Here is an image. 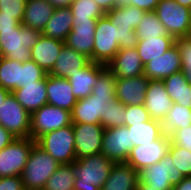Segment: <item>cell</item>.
<instances>
[{
  "label": "cell",
  "instance_id": "1",
  "mask_svg": "<svg viewBox=\"0 0 191 190\" xmlns=\"http://www.w3.org/2000/svg\"><path fill=\"white\" fill-rule=\"evenodd\" d=\"M115 164L103 153L76 159L73 162L74 190H96L102 188Z\"/></svg>",
  "mask_w": 191,
  "mask_h": 190
},
{
  "label": "cell",
  "instance_id": "2",
  "mask_svg": "<svg viewBox=\"0 0 191 190\" xmlns=\"http://www.w3.org/2000/svg\"><path fill=\"white\" fill-rule=\"evenodd\" d=\"M59 165L53 157L35 144L21 175L24 190H43Z\"/></svg>",
  "mask_w": 191,
  "mask_h": 190
},
{
  "label": "cell",
  "instance_id": "3",
  "mask_svg": "<svg viewBox=\"0 0 191 190\" xmlns=\"http://www.w3.org/2000/svg\"><path fill=\"white\" fill-rule=\"evenodd\" d=\"M41 31L20 24L15 30L0 31L2 57L20 63L30 59L31 49L36 45Z\"/></svg>",
  "mask_w": 191,
  "mask_h": 190
},
{
  "label": "cell",
  "instance_id": "4",
  "mask_svg": "<svg viewBox=\"0 0 191 190\" xmlns=\"http://www.w3.org/2000/svg\"><path fill=\"white\" fill-rule=\"evenodd\" d=\"M36 144L59 164H71L76 160L72 124L42 135Z\"/></svg>",
  "mask_w": 191,
  "mask_h": 190
},
{
  "label": "cell",
  "instance_id": "5",
  "mask_svg": "<svg viewBox=\"0 0 191 190\" xmlns=\"http://www.w3.org/2000/svg\"><path fill=\"white\" fill-rule=\"evenodd\" d=\"M94 39L92 62L107 66L120 50L119 29L105 15L97 20Z\"/></svg>",
  "mask_w": 191,
  "mask_h": 190
},
{
  "label": "cell",
  "instance_id": "6",
  "mask_svg": "<svg viewBox=\"0 0 191 190\" xmlns=\"http://www.w3.org/2000/svg\"><path fill=\"white\" fill-rule=\"evenodd\" d=\"M155 12L158 19L175 39L188 37L191 25V9L175 0H160Z\"/></svg>",
  "mask_w": 191,
  "mask_h": 190
},
{
  "label": "cell",
  "instance_id": "7",
  "mask_svg": "<svg viewBox=\"0 0 191 190\" xmlns=\"http://www.w3.org/2000/svg\"><path fill=\"white\" fill-rule=\"evenodd\" d=\"M71 124V112L50 104L43 105L31 114L30 138L37 141L42 135Z\"/></svg>",
  "mask_w": 191,
  "mask_h": 190
},
{
  "label": "cell",
  "instance_id": "8",
  "mask_svg": "<svg viewBox=\"0 0 191 190\" xmlns=\"http://www.w3.org/2000/svg\"><path fill=\"white\" fill-rule=\"evenodd\" d=\"M36 141L29 138H16L0 150V178L21 176L29 154Z\"/></svg>",
  "mask_w": 191,
  "mask_h": 190
},
{
  "label": "cell",
  "instance_id": "9",
  "mask_svg": "<svg viewBox=\"0 0 191 190\" xmlns=\"http://www.w3.org/2000/svg\"><path fill=\"white\" fill-rule=\"evenodd\" d=\"M183 179L184 176L174 166L169 153L159 162L139 172V180L155 190H172Z\"/></svg>",
  "mask_w": 191,
  "mask_h": 190
},
{
  "label": "cell",
  "instance_id": "10",
  "mask_svg": "<svg viewBox=\"0 0 191 190\" xmlns=\"http://www.w3.org/2000/svg\"><path fill=\"white\" fill-rule=\"evenodd\" d=\"M31 115L17 102L10 93L0 107V125L15 138L30 137Z\"/></svg>",
  "mask_w": 191,
  "mask_h": 190
},
{
  "label": "cell",
  "instance_id": "11",
  "mask_svg": "<svg viewBox=\"0 0 191 190\" xmlns=\"http://www.w3.org/2000/svg\"><path fill=\"white\" fill-rule=\"evenodd\" d=\"M170 144L169 135L164 133L152 143L135 146L131 150L126 163L131 165L136 171L141 172L146 167L162 160L168 154Z\"/></svg>",
  "mask_w": 191,
  "mask_h": 190
},
{
  "label": "cell",
  "instance_id": "12",
  "mask_svg": "<svg viewBox=\"0 0 191 190\" xmlns=\"http://www.w3.org/2000/svg\"><path fill=\"white\" fill-rule=\"evenodd\" d=\"M134 144L131 141L127 126L107 128L102 137L103 153L108 159L118 162H126Z\"/></svg>",
  "mask_w": 191,
  "mask_h": 190
},
{
  "label": "cell",
  "instance_id": "13",
  "mask_svg": "<svg viewBox=\"0 0 191 190\" xmlns=\"http://www.w3.org/2000/svg\"><path fill=\"white\" fill-rule=\"evenodd\" d=\"M76 159L101 153L105 128L101 124L73 123Z\"/></svg>",
  "mask_w": 191,
  "mask_h": 190
},
{
  "label": "cell",
  "instance_id": "14",
  "mask_svg": "<svg viewBox=\"0 0 191 190\" xmlns=\"http://www.w3.org/2000/svg\"><path fill=\"white\" fill-rule=\"evenodd\" d=\"M115 99L94 97L92 94L78 99L71 112L72 123L101 124V120L105 117L107 103Z\"/></svg>",
  "mask_w": 191,
  "mask_h": 190
},
{
  "label": "cell",
  "instance_id": "15",
  "mask_svg": "<svg viewBox=\"0 0 191 190\" xmlns=\"http://www.w3.org/2000/svg\"><path fill=\"white\" fill-rule=\"evenodd\" d=\"M106 67L116 79L144 75V65L136 48L120 49Z\"/></svg>",
  "mask_w": 191,
  "mask_h": 190
},
{
  "label": "cell",
  "instance_id": "16",
  "mask_svg": "<svg viewBox=\"0 0 191 190\" xmlns=\"http://www.w3.org/2000/svg\"><path fill=\"white\" fill-rule=\"evenodd\" d=\"M181 57L176 43L162 56L144 65V76L149 80L162 81L166 77L181 71Z\"/></svg>",
  "mask_w": 191,
  "mask_h": 190
},
{
  "label": "cell",
  "instance_id": "17",
  "mask_svg": "<svg viewBox=\"0 0 191 190\" xmlns=\"http://www.w3.org/2000/svg\"><path fill=\"white\" fill-rule=\"evenodd\" d=\"M97 21H73L65 45L88 57L92 61L94 36Z\"/></svg>",
  "mask_w": 191,
  "mask_h": 190
},
{
  "label": "cell",
  "instance_id": "18",
  "mask_svg": "<svg viewBox=\"0 0 191 190\" xmlns=\"http://www.w3.org/2000/svg\"><path fill=\"white\" fill-rule=\"evenodd\" d=\"M145 97L144 105L150 118L162 122L173 104L163 81L149 80Z\"/></svg>",
  "mask_w": 191,
  "mask_h": 190
},
{
  "label": "cell",
  "instance_id": "19",
  "mask_svg": "<svg viewBox=\"0 0 191 190\" xmlns=\"http://www.w3.org/2000/svg\"><path fill=\"white\" fill-rule=\"evenodd\" d=\"M148 82L149 79L144 75L116 79V99L125 106L144 104Z\"/></svg>",
  "mask_w": 191,
  "mask_h": 190
},
{
  "label": "cell",
  "instance_id": "20",
  "mask_svg": "<svg viewBox=\"0 0 191 190\" xmlns=\"http://www.w3.org/2000/svg\"><path fill=\"white\" fill-rule=\"evenodd\" d=\"M46 91L48 104L72 112L77 103L72 92V86L66 78L46 76Z\"/></svg>",
  "mask_w": 191,
  "mask_h": 190
},
{
  "label": "cell",
  "instance_id": "21",
  "mask_svg": "<svg viewBox=\"0 0 191 190\" xmlns=\"http://www.w3.org/2000/svg\"><path fill=\"white\" fill-rule=\"evenodd\" d=\"M106 68L107 67L103 64L91 61L87 66L81 68L78 72H75L67 78L77 100L86 98L92 93V89L97 83L99 75Z\"/></svg>",
  "mask_w": 191,
  "mask_h": 190
},
{
  "label": "cell",
  "instance_id": "22",
  "mask_svg": "<svg viewBox=\"0 0 191 190\" xmlns=\"http://www.w3.org/2000/svg\"><path fill=\"white\" fill-rule=\"evenodd\" d=\"M65 42L41 36L31 49L30 59L39 65L47 74L52 70Z\"/></svg>",
  "mask_w": 191,
  "mask_h": 190
},
{
  "label": "cell",
  "instance_id": "23",
  "mask_svg": "<svg viewBox=\"0 0 191 190\" xmlns=\"http://www.w3.org/2000/svg\"><path fill=\"white\" fill-rule=\"evenodd\" d=\"M17 102L31 115L43 105L48 104L46 77L36 83L24 84L12 92Z\"/></svg>",
  "mask_w": 191,
  "mask_h": 190
},
{
  "label": "cell",
  "instance_id": "24",
  "mask_svg": "<svg viewBox=\"0 0 191 190\" xmlns=\"http://www.w3.org/2000/svg\"><path fill=\"white\" fill-rule=\"evenodd\" d=\"M90 62L88 57L64 45L52 70L48 74L67 79L81 68L87 66Z\"/></svg>",
  "mask_w": 191,
  "mask_h": 190
},
{
  "label": "cell",
  "instance_id": "25",
  "mask_svg": "<svg viewBox=\"0 0 191 190\" xmlns=\"http://www.w3.org/2000/svg\"><path fill=\"white\" fill-rule=\"evenodd\" d=\"M139 172L126 162L115 163L102 190H136Z\"/></svg>",
  "mask_w": 191,
  "mask_h": 190
},
{
  "label": "cell",
  "instance_id": "26",
  "mask_svg": "<svg viewBox=\"0 0 191 190\" xmlns=\"http://www.w3.org/2000/svg\"><path fill=\"white\" fill-rule=\"evenodd\" d=\"M54 10L47 0H27L21 24L42 32Z\"/></svg>",
  "mask_w": 191,
  "mask_h": 190
},
{
  "label": "cell",
  "instance_id": "27",
  "mask_svg": "<svg viewBox=\"0 0 191 190\" xmlns=\"http://www.w3.org/2000/svg\"><path fill=\"white\" fill-rule=\"evenodd\" d=\"M73 15L70 8H55L53 15L41 32L43 36L65 42L72 30Z\"/></svg>",
  "mask_w": 191,
  "mask_h": 190
},
{
  "label": "cell",
  "instance_id": "28",
  "mask_svg": "<svg viewBox=\"0 0 191 190\" xmlns=\"http://www.w3.org/2000/svg\"><path fill=\"white\" fill-rule=\"evenodd\" d=\"M146 11L132 5L116 6L113 10L106 12L114 27L118 29L133 31L140 24Z\"/></svg>",
  "mask_w": 191,
  "mask_h": 190
},
{
  "label": "cell",
  "instance_id": "29",
  "mask_svg": "<svg viewBox=\"0 0 191 190\" xmlns=\"http://www.w3.org/2000/svg\"><path fill=\"white\" fill-rule=\"evenodd\" d=\"M162 81L173 103L191 109V85L185 79L182 71L176 72Z\"/></svg>",
  "mask_w": 191,
  "mask_h": 190
},
{
  "label": "cell",
  "instance_id": "30",
  "mask_svg": "<svg viewBox=\"0 0 191 190\" xmlns=\"http://www.w3.org/2000/svg\"><path fill=\"white\" fill-rule=\"evenodd\" d=\"M174 44L175 38L173 36H162L138 40L136 49L143 65H146L151 60L162 56Z\"/></svg>",
  "mask_w": 191,
  "mask_h": 190
},
{
  "label": "cell",
  "instance_id": "31",
  "mask_svg": "<svg viewBox=\"0 0 191 190\" xmlns=\"http://www.w3.org/2000/svg\"><path fill=\"white\" fill-rule=\"evenodd\" d=\"M127 128L134 147L152 143L164 134L161 122L153 119L127 126Z\"/></svg>",
  "mask_w": 191,
  "mask_h": 190
},
{
  "label": "cell",
  "instance_id": "32",
  "mask_svg": "<svg viewBox=\"0 0 191 190\" xmlns=\"http://www.w3.org/2000/svg\"><path fill=\"white\" fill-rule=\"evenodd\" d=\"M22 63L9 58H0V86L11 93L20 88Z\"/></svg>",
  "mask_w": 191,
  "mask_h": 190
},
{
  "label": "cell",
  "instance_id": "33",
  "mask_svg": "<svg viewBox=\"0 0 191 190\" xmlns=\"http://www.w3.org/2000/svg\"><path fill=\"white\" fill-rule=\"evenodd\" d=\"M138 40H145L148 38H159L169 35L166 28L158 19L155 11H147L142 17L140 24L135 29Z\"/></svg>",
  "mask_w": 191,
  "mask_h": 190
},
{
  "label": "cell",
  "instance_id": "34",
  "mask_svg": "<svg viewBox=\"0 0 191 190\" xmlns=\"http://www.w3.org/2000/svg\"><path fill=\"white\" fill-rule=\"evenodd\" d=\"M164 133L170 135L174 130L191 125V109L173 103L170 111L161 122Z\"/></svg>",
  "mask_w": 191,
  "mask_h": 190
},
{
  "label": "cell",
  "instance_id": "35",
  "mask_svg": "<svg viewBox=\"0 0 191 190\" xmlns=\"http://www.w3.org/2000/svg\"><path fill=\"white\" fill-rule=\"evenodd\" d=\"M75 174L73 163L60 164L47 180L43 190H74Z\"/></svg>",
  "mask_w": 191,
  "mask_h": 190
},
{
  "label": "cell",
  "instance_id": "36",
  "mask_svg": "<svg viewBox=\"0 0 191 190\" xmlns=\"http://www.w3.org/2000/svg\"><path fill=\"white\" fill-rule=\"evenodd\" d=\"M70 10L73 21H97L106 14L94 0H74Z\"/></svg>",
  "mask_w": 191,
  "mask_h": 190
},
{
  "label": "cell",
  "instance_id": "37",
  "mask_svg": "<svg viewBox=\"0 0 191 190\" xmlns=\"http://www.w3.org/2000/svg\"><path fill=\"white\" fill-rule=\"evenodd\" d=\"M125 105L118 99L107 103L105 117L101 120V125L107 128L125 126Z\"/></svg>",
  "mask_w": 191,
  "mask_h": 190
},
{
  "label": "cell",
  "instance_id": "38",
  "mask_svg": "<svg viewBox=\"0 0 191 190\" xmlns=\"http://www.w3.org/2000/svg\"><path fill=\"white\" fill-rule=\"evenodd\" d=\"M116 78L113 73L106 68L98 77L97 83L92 89L94 97L116 98Z\"/></svg>",
  "mask_w": 191,
  "mask_h": 190
},
{
  "label": "cell",
  "instance_id": "39",
  "mask_svg": "<svg viewBox=\"0 0 191 190\" xmlns=\"http://www.w3.org/2000/svg\"><path fill=\"white\" fill-rule=\"evenodd\" d=\"M168 153L172 157L174 166L181 172V174L184 177L191 176V152L171 143Z\"/></svg>",
  "mask_w": 191,
  "mask_h": 190
},
{
  "label": "cell",
  "instance_id": "40",
  "mask_svg": "<svg viewBox=\"0 0 191 190\" xmlns=\"http://www.w3.org/2000/svg\"><path fill=\"white\" fill-rule=\"evenodd\" d=\"M181 57V71L191 85V38L180 37L175 39Z\"/></svg>",
  "mask_w": 191,
  "mask_h": 190
},
{
  "label": "cell",
  "instance_id": "41",
  "mask_svg": "<svg viewBox=\"0 0 191 190\" xmlns=\"http://www.w3.org/2000/svg\"><path fill=\"white\" fill-rule=\"evenodd\" d=\"M46 76L47 73L33 60L29 59L22 63L20 88L24 86V84L36 83L37 81L44 79Z\"/></svg>",
  "mask_w": 191,
  "mask_h": 190
},
{
  "label": "cell",
  "instance_id": "42",
  "mask_svg": "<svg viewBox=\"0 0 191 190\" xmlns=\"http://www.w3.org/2000/svg\"><path fill=\"white\" fill-rule=\"evenodd\" d=\"M27 0H0V16H7L22 22Z\"/></svg>",
  "mask_w": 191,
  "mask_h": 190
},
{
  "label": "cell",
  "instance_id": "43",
  "mask_svg": "<svg viewBox=\"0 0 191 190\" xmlns=\"http://www.w3.org/2000/svg\"><path fill=\"white\" fill-rule=\"evenodd\" d=\"M125 111V126H133V124L147 122L151 119L144 104L126 105Z\"/></svg>",
  "mask_w": 191,
  "mask_h": 190
},
{
  "label": "cell",
  "instance_id": "44",
  "mask_svg": "<svg viewBox=\"0 0 191 190\" xmlns=\"http://www.w3.org/2000/svg\"><path fill=\"white\" fill-rule=\"evenodd\" d=\"M169 137L171 143L191 152V125L174 130Z\"/></svg>",
  "mask_w": 191,
  "mask_h": 190
},
{
  "label": "cell",
  "instance_id": "45",
  "mask_svg": "<svg viewBox=\"0 0 191 190\" xmlns=\"http://www.w3.org/2000/svg\"><path fill=\"white\" fill-rule=\"evenodd\" d=\"M119 32H120L119 49L136 48L138 37L135 30L127 31L119 29Z\"/></svg>",
  "mask_w": 191,
  "mask_h": 190
},
{
  "label": "cell",
  "instance_id": "46",
  "mask_svg": "<svg viewBox=\"0 0 191 190\" xmlns=\"http://www.w3.org/2000/svg\"><path fill=\"white\" fill-rule=\"evenodd\" d=\"M0 190H24L21 176L1 177Z\"/></svg>",
  "mask_w": 191,
  "mask_h": 190
},
{
  "label": "cell",
  "instance_id": "47",
  "mask_svg": "<svg viewBox=\"0 0 191 190\" xmlns=\"http://www.w3.org/2000/svg\"><path fill=\"white\" fill-rule=\"evenodd\" d=\"M160 0H130V5L147 11H155Z\"/></svg>",
  "mask_w": 191,
  "mask_h": 190
},
{
  "label": "cell",
  "instance_id": "48",
  "mask_svg": "<svg viewBox=\"0 0 191 190\" xmlns=\"http://www.w3.org/2000/svg\"><path fill=\"white\" fill-rule=\"evenodd\" d=\"M21 23L16 19L7 16H0V31L15 30Z\"/></svg>",
  "mask_w": 191,
  "mask_h": 190
},
{
  "label": "cell",
  "instance_id": "49",
  "mask_svg": "<svg viewBox=\"0 0 191 190\" xmlns=\"http://www.w3.org/2000/svg\"><path fill=\"white\" fill-rule=\"evenodd\" d=\"M16 139L9 131L0 125V150Z\"/></svg>",
  "mask_w": 191,
  "mask_h": 190
},
{
  "label": "cell",
  "instance_id": "50",
  "mask_svg": "<svg viewBox=\"0 0 191 190\" xmlns=\"http://www.w3.org/2000/svg\"><path fill=\"white\" fill-rule=\"evenodd\" d=\"M101 9L106 13L113 10L117 6V0H94Z\"/></svg>",
  "mask_w": 191,
  "mask_h": 190
},
{
  "label": "cell",
  "instance_id": "51",
  "mask_svg": "<svg viewBox=\"0 0 191 190\" xmlns=\"http://www.w3.org/2000/svg\"><path fill=\"white\" fill-rule=\"evenodd\" d=\"M74 0H47L54 8H70Z\"/></svg>",
  "mask_w": 191,
  "mask_h": 190
},
{
  "label": "cell",
  "instance_id": "52",
  "mask_svg": "<svg viewBox=\"0 0 191 190\" xmlns=\"http://www.w3.org/2000/svg\"><path fill=\"white\" fill-rule=\"evenodd\" d=\"M172 190H191V176L184 177L180 183L173 186Z\"/></svg>",
  "mask_w": 191,
  "mask_h": 190
},
{
  "label": "cell",
  "instance_id": "53",
  "mask_svg": "<svg viewBox=\"0 0 191 190\" xmlns=\"http://www.w3.org/2000/svg\"><path fill=\"white\" fill-rule=\"evenodd\" d=\"M11 92L0 86V107L4 103V100L8 97Z\"/></svg>",
  "mask_w": 191,
  "mask_h": 190
},
{
  "label": "cell",
  "instance_id": "54",
  "mask_svg": "<svg viewBox=\"0 0 191 190\" xmlns=\"http://www.w3.org/2000/svg\"><path fill=\"white\" fill-rule=\"evenodd\" d=\"M136 190H155L154 188H151L148 184L138 181Z\"/></svg>",
  "mask_w": 191,
  "mask_h": 190
},
{
  "label": "cell",
  "instance_id": "55",
  "mask_svg": "<svg viewBox=\"0 0 191 190\" xmlns=\"http://www.w3.org/2000/svg\"><path fill=\"white\" fill-rule=\"evenodd\" d=\"M178 4L191 9V0H175Z\"/></svg>",
  "mask_w": 191,
  "mask_h": 190
},
{
  "label": "cell",
  "instance_id": "56",
  "mask_svg": "<svg viewBox=\"0 0 191 190\" xmlns=\"http://www.w3.org/2000/svg\"><path fill=\"white\" fill-rule=\"evenodd\" d=\"M130 5V0H117V6H128Z\"/></svg>",
  "mask_w": 191,
  "mask_h": 190
},
{
  "label": "cell",
  "instance_id": "57",
  "mask_svg": "<svg viewBox=\"0 0 191 190\" xmlns=\"http://www.w3.org/2000/svg\"><path fill=\"white\" fill-rule=\"evenodd\" d=\"M2 57V49H1V42H0V58Z\"/></svg>",
  "mask_w": 191,
  "mask_h": 190
},
{
  "label": "cell",
  "instance_id": "58",
  "mask_svg": "<svg viewBox=\"0 0 191 190\" xmlns=\"http://www.w3.org/2000/svg\"><path fill=\"white\" fill-rule=\"evenodd\" d=\"M188 37L191 38V25H190V30H189V35H188Z\"/></svg>",
  "mask_w": 191,
  "mask_h": 190
}]
</instances>
